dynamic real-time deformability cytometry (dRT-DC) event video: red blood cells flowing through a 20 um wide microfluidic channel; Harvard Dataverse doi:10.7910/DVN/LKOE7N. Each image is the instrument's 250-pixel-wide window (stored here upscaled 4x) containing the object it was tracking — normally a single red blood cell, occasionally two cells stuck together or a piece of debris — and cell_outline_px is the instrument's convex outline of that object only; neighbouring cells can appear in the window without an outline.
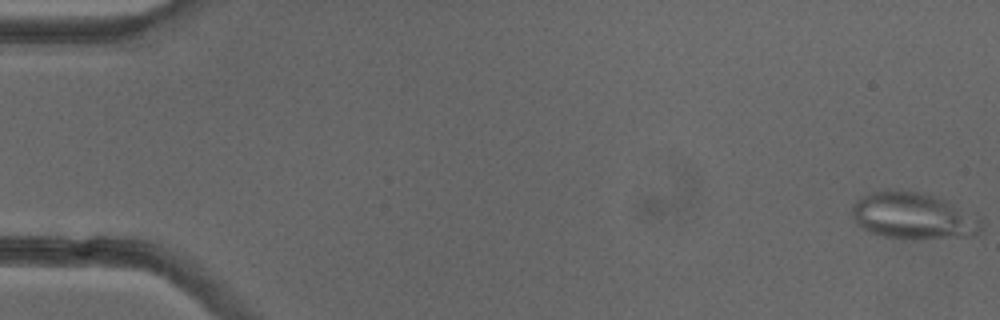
{"species": "common noctule bat (a hibernating species)", "species_latin": "Nyctalus noctula", "temperature_condition": "cold", "stored_images_in_passage": 52, "camera_frame_rate_fps": 3000, "um_per_image_px": 0.085, "animal": {"sex": "female"}, "frame": {"image": 1, "passage_image": 1, "time_ms": 0.0, "image_size_px": [1000, 320], "cell_outline_px": [[984, 224], [980, 232], [972, 236], [912, 240], [884, 236], [868, 232], [856, 224], [852, 216], [852, 204], [860, 196], [872, 192], [888, 188], [916, 192], [932, 196], [944, 200], [980, 220]], "centroid_in_image_um": [77.54, 18.37], "position_along_channel_um": 7.5, "area_um2": 35.2}}
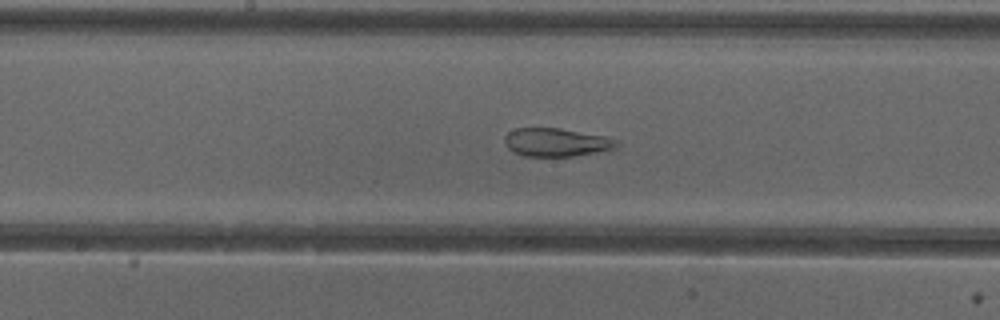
{"frame": {"image": 2, "passage_image": 27, "time_ms": 8.667, "image_size_px": [1000, 320], "cell_outline_px": [[620, 144], [616, 148], [608, 152], [572, 156], [524, 156], [512, 152], [504, 144], [504, 136], [508, 132], [516, 128], [560, 128], [604, 136], [616, 140]], "centroid_in_image_um": [47.31, 12.11], "position_along_channel_um": 200.9, "area_um2": 18.84}}
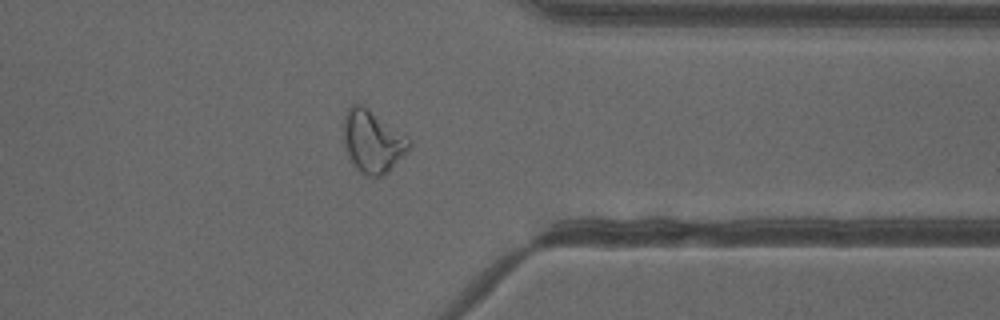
{"frame": {"image": 3, "passage_image": 41, "time_ms": 13.333, "image_size_px": [1000, 320], "cell_outline_px": [[412, 144], [408, 152], [384, 176], [364, 176], [356, 168], [348, 156], [344, 148], [344, 116], [348, 108], [352, 104], [360, 104], [368, 108], [408, 136], [412, 140]], "centroid_in_image_um": [31.7, 12.04], "position_along_channel_um": 379.7, "area_um2": 24.16}, "authors_computed_cell_mechanics": {"area_um2": 26.0967, "velocity_mm_per_s": 3.9905, "shape_relaxation_time_tau1_ms": null, "shape_relaxation_time_tau2_ms": 1.4998, "deformation_change_tau1": null, "deformation_change_tau2": 0.0951}}